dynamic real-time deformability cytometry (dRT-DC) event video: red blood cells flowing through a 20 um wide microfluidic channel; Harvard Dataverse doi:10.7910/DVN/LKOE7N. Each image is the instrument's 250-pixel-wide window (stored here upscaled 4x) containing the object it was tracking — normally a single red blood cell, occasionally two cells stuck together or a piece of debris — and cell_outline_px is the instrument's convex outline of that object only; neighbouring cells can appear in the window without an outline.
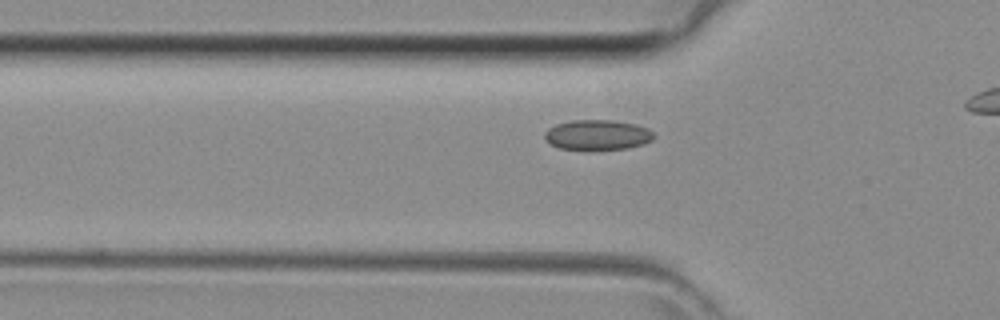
{"species": "common noctule bat (a hibernating species)", "species_latin": "Nyctalus noctula", "temperature_condition": "room temperature", "stored_images_in_passage": 31, "camera_frame_rate_fps": 3000, "um_per_image_px": 0.085, "animal": {"sex": "female", "body_mass_g": 29.2, "forearm_length_mm": 56.3}, "frame": {"image": 1, "passage_image": 10, "time_ms": 3.0, "image_size_px": [1000, 320], "cell_outline_px": [[656, 136], [652, 140], [644, 144], [628, 148], [596, 152], [588, 152], [560, 148], [544, 140], [544, 132], [548, 128], [556, 124], [572, 120], [612, 120], [636, 124], [648, 128]], "centroid_in_image_um": [50.78, 11.51], "position_along_channel_um": 75.0, "area_um2": 20.0}}
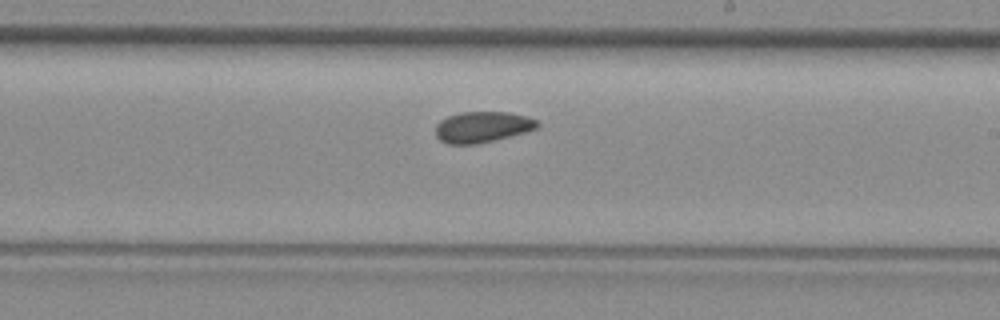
{"frame": {"image": 2, "passage_image": 21, "time_ms": 6.667, "image_size_px": [1000, 320], "cell_outline_px": [[540, 124], [536, 128], [524, 132], [476, 144], [448, 144], [440, 140], [436, 136], [436, 124], [440, 120], [448, 116], [460, 112], [508, 112], [528, 116], [536, 120]], "centroid_in_image_um": [40.97, 10.78], "position_along_channel_um": 248.0, "area_um2": 18.21}}
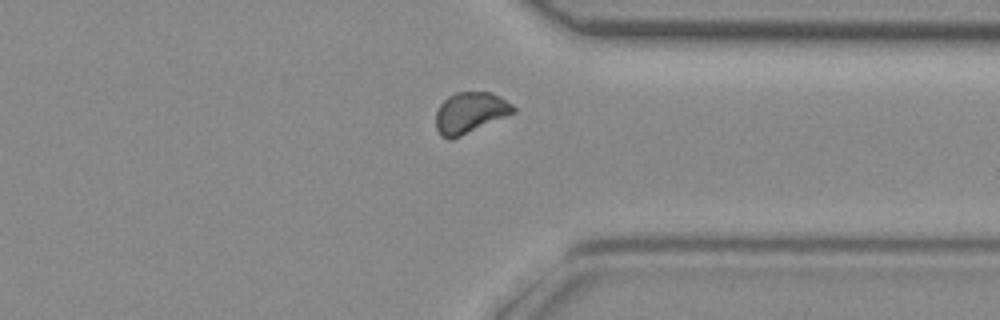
{"frame": {"image": 3, "passage_image": 29, "time_ms": 9.333, "image_size_px": [1000, 320], "cell_outline_px": [[516, 112], [452, 140], [448, 140], [440, 136], [436, 128], [436, 112], [440, 104], [448, 96], [456, 92], [492, 92], [500, 96], [512, 104], [516, 108]], "centroid_in_image_um": [39.95, 9.59], "position_along_channel_um": 371.4, "area_um2": 18.67}}